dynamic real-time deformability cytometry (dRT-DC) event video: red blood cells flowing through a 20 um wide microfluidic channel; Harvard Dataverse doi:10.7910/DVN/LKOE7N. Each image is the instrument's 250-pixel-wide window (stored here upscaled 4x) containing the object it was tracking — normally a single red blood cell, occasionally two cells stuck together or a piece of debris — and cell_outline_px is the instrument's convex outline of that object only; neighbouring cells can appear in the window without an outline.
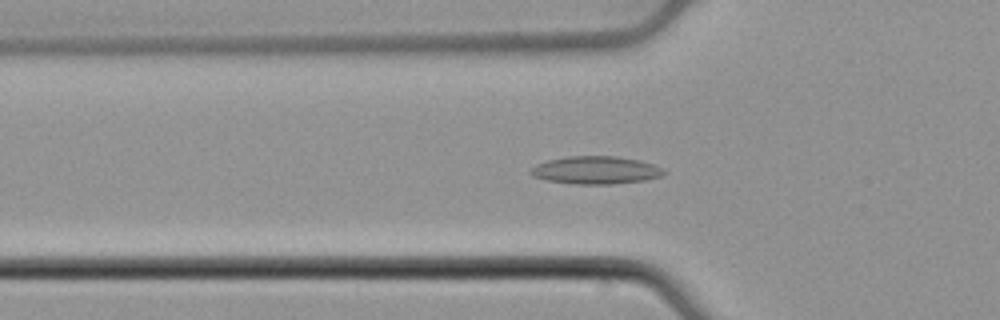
{"species": "common noctule bat (a hibernating species)", "species_latin": "Nyctalus noctula", "temperature_condition": "cold", "stored_images_in_passage": 40, "camera_frame_rate_fps": 3000, "um_per_image_px": 0.085, "animal": {"sex": "male", "body_mass_g": 21.5, "forearm_length_mm": 52.0}, "frame": {"image": 1, "passage_image": 19, "time_ms": 6.0, "image_size_px": [1000, 320], "cell_outline_px": [[668, 172], [660, 176], [644, 180], [612, 184], [572, 184], [544, 180], [532, 176], [528, 172], [536, 164], [548, 160], [568, 156], [616, 156], [640, 160], [652, 164]], "centroid_in_image_um": [50.6, 14.46], "position_along_channel_um": 75.2, "area_um2": 21.62}}
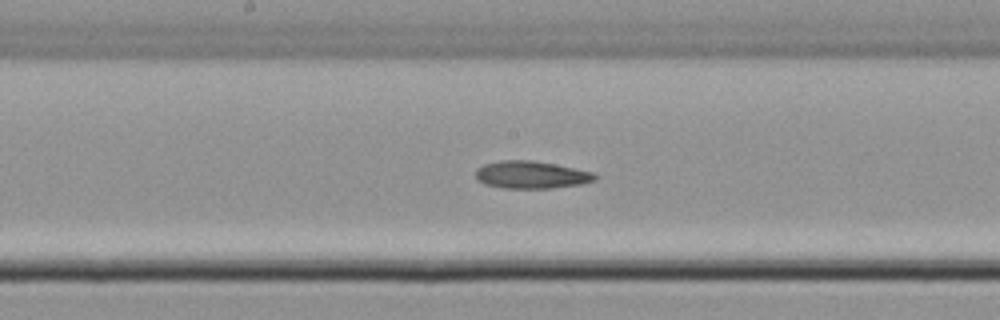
{"frame": {"image": 2, "passage_image": 29, "time_ms": 9.333, "image_size_px": [1000, 320], "cell_outline_px": [[596, 180], [580, 184], [552, 188], [504, 188], [484, 184], [476, 180], [476, 168], [484, 164], [500, 160], [532, 160], [596, 172]], "centroid_in_image_um": [45.14, 14.85], "position_along_channel_um": 203.1, "area_um2": 19.19}}
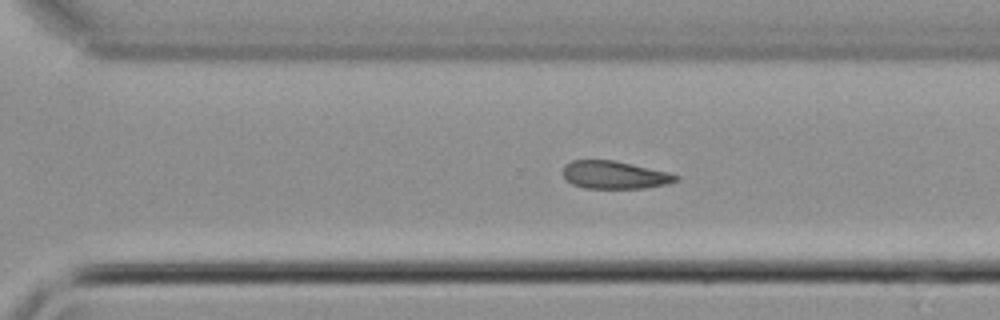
{"frame": {"image": 3, "passage_image": 38, "time_ms": 12.333, "image_size_px": [1000, 320], "cell_outline_px": [[680, 180], [668, 184], [644, 188], [584, 188], [572, 184], [564, 176], [564, 164], [572, 160], [616, 160], [668, 172], [680, 176]], "centroid_in_image_um": [52.27, 14.86], "position_along_channel_um": 318.3, "area_um2": 18.38}}